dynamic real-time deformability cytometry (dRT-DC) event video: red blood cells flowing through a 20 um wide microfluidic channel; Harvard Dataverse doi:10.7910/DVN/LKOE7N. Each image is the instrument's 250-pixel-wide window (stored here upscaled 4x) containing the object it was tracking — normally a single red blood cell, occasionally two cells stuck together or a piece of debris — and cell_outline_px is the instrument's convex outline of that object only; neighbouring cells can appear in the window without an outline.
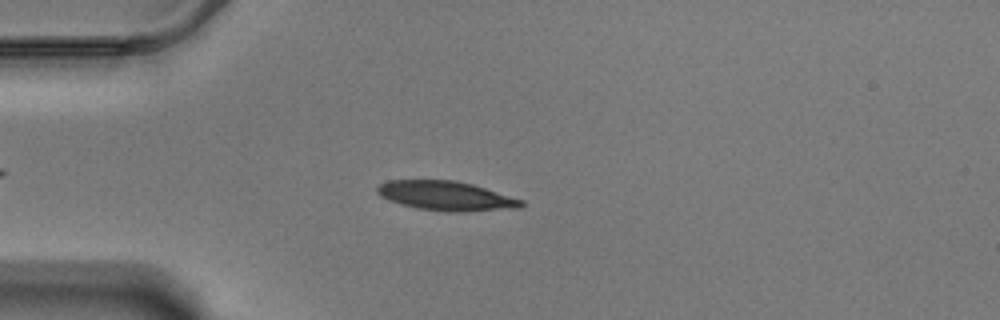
{"species": "Egyptian fruit bat (a non-hibernating species)", "species_latin": "Rousettus aegyptiacus", "temperature_condition": "warm", "stored_images_in_passage": 49, "camera_frame_rate_fps": 3000, "um_per_image_px": 0.085, "animal": {"sex": "male"}, "frame": {"image": 1, "passage_image": 11, "time_ms": 3.333, "image_size_px": [1000, 320], "cell_outline_px": [[524, 204], [520, 208], [460, 212], [448, 212], [416, 208], [400, 204], [388, 200], [380, 196], [376, 192], [376, 188], [380, 184], [388, 180], [456, 180], [472, 184], [524, 200]], "centroid_in_image_um": [37.9, 16.65], "position_along_channel_um": 47.1, "area_um2": 24.8}}
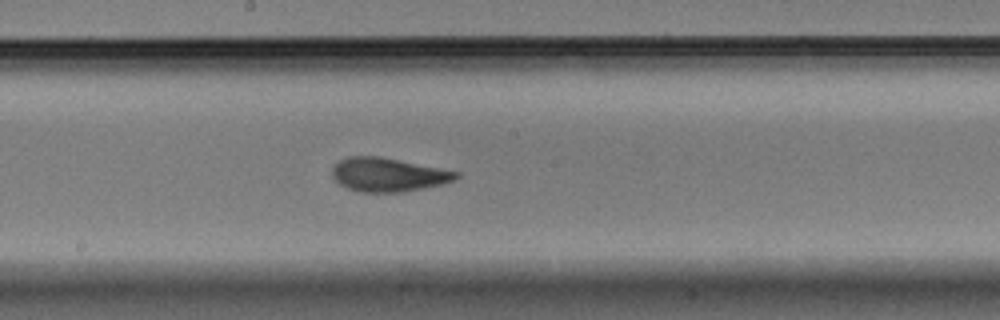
{"frame": {"image": 2, "passage_image": 27, "time_ms": 8.667, "image_size_px": [1000, 320], "cell_outline_px": [[460, 176], [444, 184], [400, 192], [360, 192], [348, 188], [340, 184], [332, 176], [332, 168], [340, 160], [348, 156], [380, 156], [460, 172]], "centroid_in_image_um": [32.99, 14.84], "position_along_channel_um": 215.2, "area_um2": 24.22}}
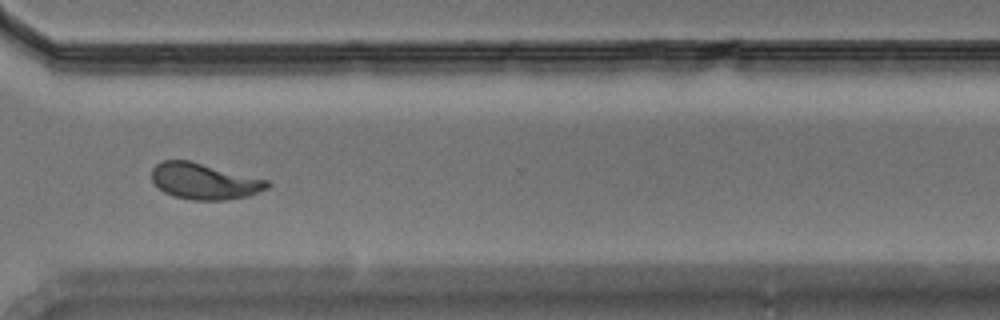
{"frame": {"image": 3, "passage_image": 39, "time_ms": 12.667, "image_size_px": [1000, 320], "cell_outline_px": [[268, 188], [248, 196], [224, 200], [192, 200], [172, 196], [164, 192], [152, 180], [152, 168], [160, 160], [188, 160], [268, 180]], "centroid_in_image_um": [17.33, 15.41], "position_along_channel_um": 353.3, "area_um2": 24.16}, "authors_computed_cell_mechanics": {"area_um2": 24.0448, "velocity_mm_per_s": 3.4592, "shape_relaxation_time_tau1_ms": 4.2414, "shape_relaxation_time_tau2_ms": 1.5598, "deformation_change_tau1": 0.1684, "deformation_change_tau2": 0.0749}}